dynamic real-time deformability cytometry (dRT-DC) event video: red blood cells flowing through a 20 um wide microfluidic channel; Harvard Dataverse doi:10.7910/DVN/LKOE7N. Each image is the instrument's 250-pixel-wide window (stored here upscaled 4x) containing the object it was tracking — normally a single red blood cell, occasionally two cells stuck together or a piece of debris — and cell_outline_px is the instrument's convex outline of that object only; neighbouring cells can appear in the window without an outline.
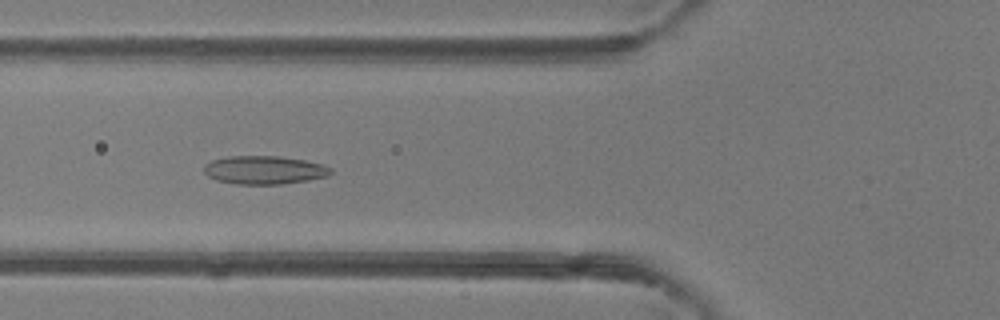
{"species": "common noctule bat (a hibernating species)", "species_latin": "Nyctalus noctula", "temperature_condition": "room temperature", "stored_images_in_passage": 49, "camera_frame_rate_fps": 3000, "um_per_image_px": 0.085, "animal": {"sex": "female"}, "frame": {"image": 1, "passage_image": 18, "time_ms": 5.667, "image_size_px": [1000, 320], "cell_outline_px": [[332, 172], [328, 176], [308, 180], [280, 184], [236, 184], [216, 180], [208, 176], [204, 172], [204, 164], [212, 160], [228, 156], [280, 156], [304, 160], [320, 164], [332, 168]], "centroid_in_image_um": [22.44, 14.45], "position_along_channel_um": 103.4, "area_um2": 20.92}}
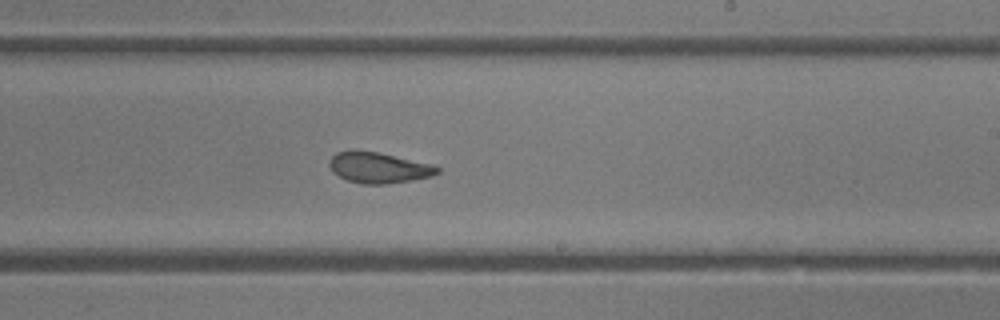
{"frame": {"image": 2, "passage_image": 29, "time_ms": 9.333, "image_size_px": [1000, 320], "cell_outline_px": [[440, 172], [432, 176], [412, 180], [384, 184], [360, 184], [348, 180], [332, 172], [328, 164], [328, 160], [336, 152], [352, 148], [376, 152], [432, 164], [440, 168]], "centroid_in_image_um": [32.13, 14.23], "position_along_channel_um": 256.9, "area_um2": 19.59}}
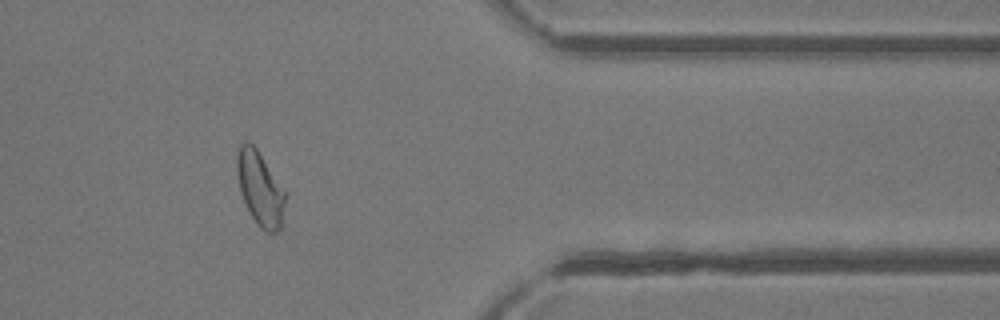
{"frame": {"image": 3, "passage_image": 40, "time_ms": 13.0, "image_size_px": [1000, 320], "cell_outline_px": [[284, 204], [280, 228], [276, 232], [268, 232], [260, 228], [256, 224], [240, 192], [236, 172], [236, 156], [240, 144], [248, 140], [256, 148], [284, 188]], "centroid_in_image_um": [22.07, 15.99], "position_along_channel_um": 389.3, "area_um2": 20.58}, "authors_computed_cell_mechanics": {"area_um2": 21.675, "velocity_mm_per_s": 4.1797, "shape_relaxation_time_tau1_ms": 8.7538, "shape_relaxation_time_tau2_ms": 1.9624, "deformation_change_tau1": 0.2073, "deformation_change_tau2": 0.0836}}